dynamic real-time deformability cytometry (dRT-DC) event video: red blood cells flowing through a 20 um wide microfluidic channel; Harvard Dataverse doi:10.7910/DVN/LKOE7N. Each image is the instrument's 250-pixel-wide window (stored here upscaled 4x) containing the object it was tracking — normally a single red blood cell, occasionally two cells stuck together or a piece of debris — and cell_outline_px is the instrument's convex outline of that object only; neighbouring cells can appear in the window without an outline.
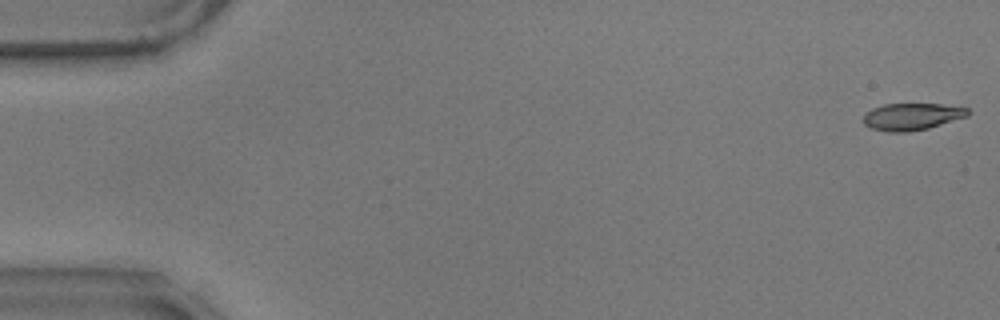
{"species": "common noctule bat (a hibernating species)", "species_latin": "Nyctalus noctula", "temperature_condition": "warm", "stored_images_in_passage": 18, "camera_frame_rate_fps": 3000, "um_per_image_px": 0.085, "animal": {"sex": "male", "body_mass_g": 17.9}, "frame": {"image": 1, "passage_image": 1, "time_ms": 0.0, "image_size_px": [1000, 320], "cell_outline_px": [[972, 112], [968, 116], [928, 128], [908, 132], [888, 132], [872, 128], [864, 124], [864, 116], [872, 108], [884, 104], [940, 104], [968, 108]], "centroid_in_image_um": [77.54, 9.91], "position_along_channel_um": 7.5, "area_um2": 16.36}}
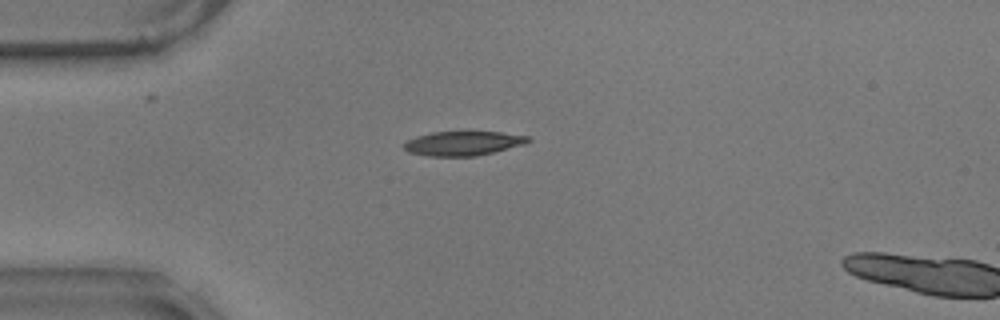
{"frame": {"image": 2, "passage_image": 15, "time_ms": 4.667, "image_size_px": [1000, 320], "cell_outline_px": [[532, 140], [524, 144], [476, 156], [428, 156], [408, 152], [404, 148], [404, 144], [408, 140], [416, 136], [432, 132], [468, 128], [500, 132], [528, 136]], "centroid_in_image_um": [39.36, 12.12], "position_along_channel_um": 45.6, "area_um2": 18.38}}